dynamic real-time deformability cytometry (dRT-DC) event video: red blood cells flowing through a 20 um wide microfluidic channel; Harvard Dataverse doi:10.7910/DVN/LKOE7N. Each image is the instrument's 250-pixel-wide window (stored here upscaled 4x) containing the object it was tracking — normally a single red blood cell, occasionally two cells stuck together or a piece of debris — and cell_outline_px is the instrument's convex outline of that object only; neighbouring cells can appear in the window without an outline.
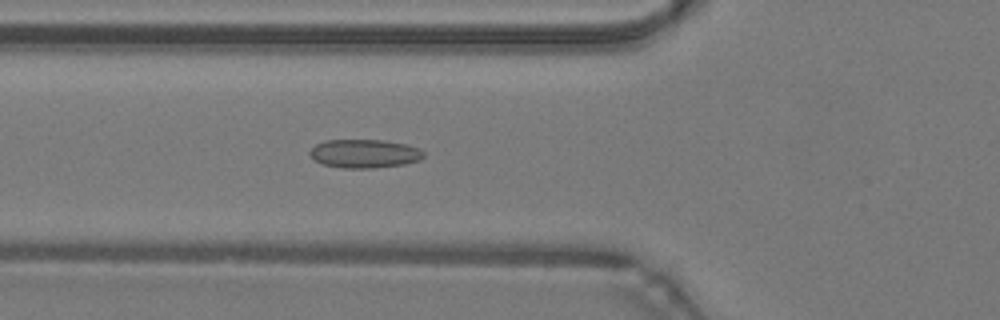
{"species": "common noctule bat (a hibernating species)", "species_latin": "Nyctalus noctula", "temperature_condition": "warm", "stored_images_in_passage": 47, "camera_frame_rate_fps": 3000, "um_per_image_px": 0.085, "animal": {"sex": "male", "body_mass_g": 19.2, "forearm_length_mm": 51.8}, "frame": {"image": 1, "passage_image": 17, "time_ms": 5.333, "image_size_px": [1000, 320], "cell_outline_px": [[424, 156], [420, 160], [404, 164], [372, 168], [340, 168], [324, 164], [316, 160], [308, 152], [316, 144], [324, 140], [384, 140], [404, 144], [420, 148], [424, 152]], "centroid_in_image_um": [30.99, 13.05], "position_along_channel_um": 94.8, "area_um2": 18.9}}
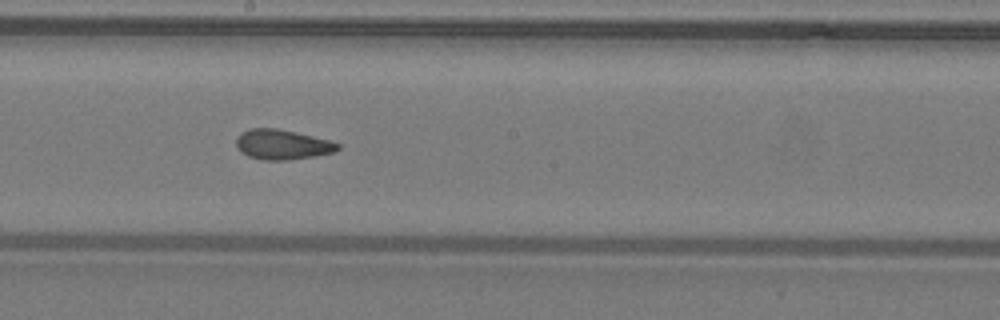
{"frame": {"image": 2, "passage_image": 26, "time_ms": 8.333, "image_size_px": [1000, 320], "cell_outline_px": [[340, 148], [336, 152], [316, 156], [288, 160], [264, 160], [248, 156], [236, 144], [236, 140], [240, 132], [252, 128], [276, 128], [296, 132], [328, 140], [340, 144]], "centroid_in_image_um": [24.03, 12.28], "position_along_channel_um": 224.2, "area_um2": 17.63}}
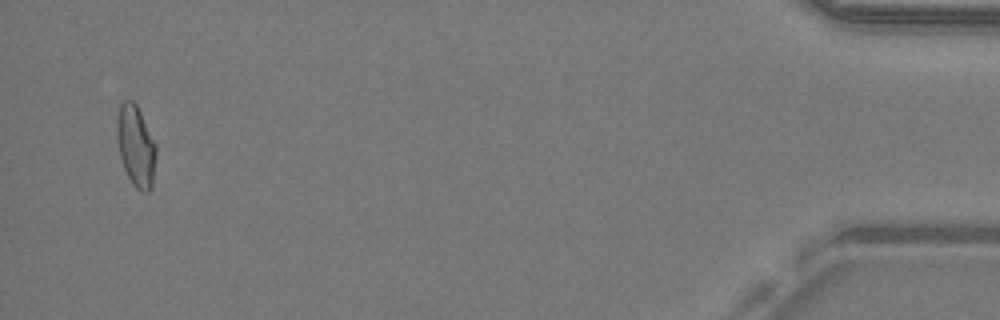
{"frame": {"image": 3, "passage_image": 46, "time_ms": 15.0, "image_size_px": [1000, 320], "cell_outline_px": [[156, 156], [152, 188], [148, 192], [140, 192], [132, 184], [124, 168], [120, 156], [116, 136], [116, 124], [120, 104], [124, 100], [132, 100], [136, 104], [156, 144]], "centroid_in_image_um": [11.55, 12.43], "position_along_channel_um": 423.7, "area_um2": 18.61}, "authors_computed_cell_mechanics": {"area_um2": 18.1492, "velocity_mm_per_s": 4.2892, "shape_relaxation_time_tau1_ms": null, "shape_relaxation_time_tau2_ms": 1.6439, "deformation_change_tau1": null, "deformation_change_tau2": 0.0789}}